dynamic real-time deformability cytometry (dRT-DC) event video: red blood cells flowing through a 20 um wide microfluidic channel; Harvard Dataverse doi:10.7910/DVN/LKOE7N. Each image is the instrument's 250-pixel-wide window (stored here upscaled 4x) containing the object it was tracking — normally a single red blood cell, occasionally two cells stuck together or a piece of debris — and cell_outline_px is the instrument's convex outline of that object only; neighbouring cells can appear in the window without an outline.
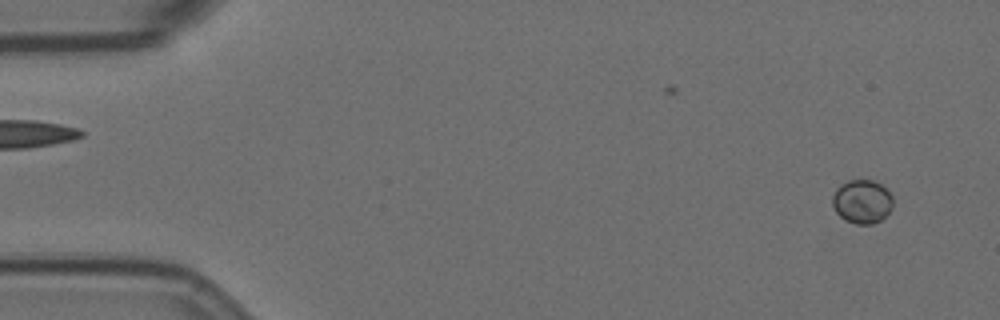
{"species": "Egyptian fruit bat (a non-hibernating species)", "species_latin": "Rousettus aegyptiacus", "temperature_condition": "room temperature", "stored_images_in_passage": 60, "segment_of_instrument_passage": [1, 2], "camera_frame_rate_fps": 3000, "um_per_image_px": 0.085, "animal": {"sex": "female"}, "frame": {"image": 1, "passage_image": 4, "time_ms": 1.0, "image_size_px": [1000, 320], "cell_outline_px": [[892, 208], [880, 220], [872, 224], [856, 224], [844, 220], [836, 212], [832, 204], [832, 196], [836, 188], [840, 184], [848, 180], [872, 180], [880, 184], [892, 196]], "centroid_in_image_um": [73.24, 17.13], "position_along_channel_um": 11.8, "area_um2": 15.37}}
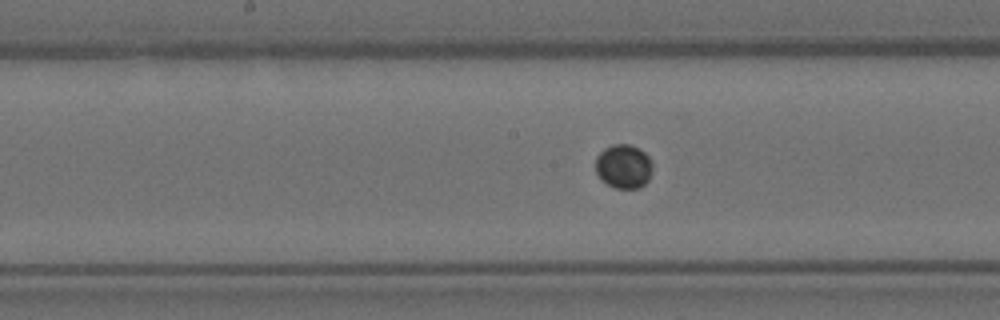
{"frame": {"image": 2, "passage_image": 30, "time_ms": 9.667, "image_size_px": [1000, 320], "cell_outline_px": [[652, 168], [648, 180], [640, 188], [616, 188], [600, 180], [596, 172], [596, 156], [604, 148], [612, 144], [628, 144], [640, 148], [648, 156], [652, 164]], "centroid_in_image_um": [52.99, 14.13], "position_along_channel_um": 195.2, "area_um2": 14.68}}
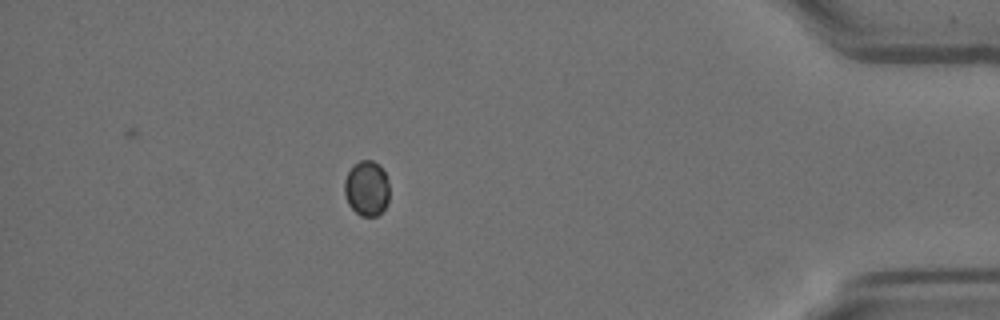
{"frame": {"image": 3, "passage_image": 52, "time_ms": 17.0, "image_size_px": [1000, 320], "cell_outline_px": [[388, 204], [376, 216], [360, 216], [348, 204], [344, 192], [344, 180], [352, 164], [360, 160], [372, 160], [380, 164], [388, 180]], "centroid_in_image_um": [31.16, 15.98], "position_along_channel_um": 404.0, "area_um2": 14.62}}